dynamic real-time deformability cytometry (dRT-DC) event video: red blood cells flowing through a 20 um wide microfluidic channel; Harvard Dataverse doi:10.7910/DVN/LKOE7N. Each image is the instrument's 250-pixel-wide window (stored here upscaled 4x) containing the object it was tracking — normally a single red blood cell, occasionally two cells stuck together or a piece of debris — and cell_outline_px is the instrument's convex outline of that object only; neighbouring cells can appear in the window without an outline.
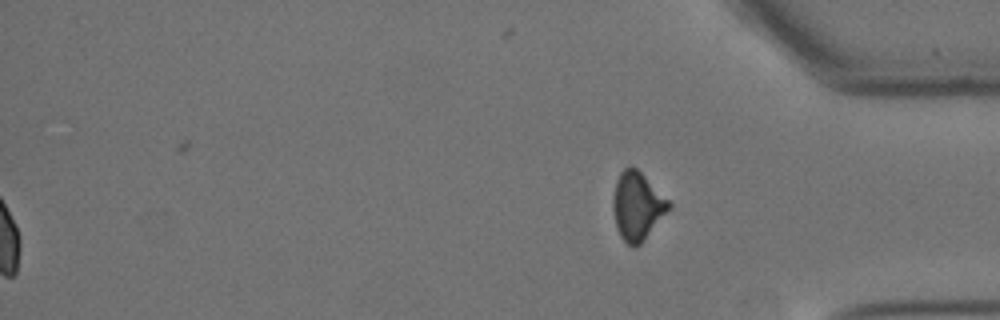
{"species": "Egyptian fruit bat (a non-hibernating species)", "species_latin": "Rousettus aegyptiacus", "temperature_condition": "cold", "stored_images_in_passage": 60, "segment_of_instrument_passage": [2, 2], "camera_frame_rate_fps": 3000, "um_per_image_px": 0.085, "animal": {"sex": "female"}, "frame": {"image": 1, "passage_image": 60, "time_ms": 19.667, "image_size_px": [1000, 320], "cell_outline_px": [[672, 208], [644, 240], [636, 248], [632, 248], [620, 236], [616, 224], [612, 208], [612, 196], [616, 180], [620, 172], [624, 168], [636, 168], [672, 204]], "centroid_in_image_um": [54.16, 17.55], "position_along_channel_um": 381.0, "area_um2": 22.08}}